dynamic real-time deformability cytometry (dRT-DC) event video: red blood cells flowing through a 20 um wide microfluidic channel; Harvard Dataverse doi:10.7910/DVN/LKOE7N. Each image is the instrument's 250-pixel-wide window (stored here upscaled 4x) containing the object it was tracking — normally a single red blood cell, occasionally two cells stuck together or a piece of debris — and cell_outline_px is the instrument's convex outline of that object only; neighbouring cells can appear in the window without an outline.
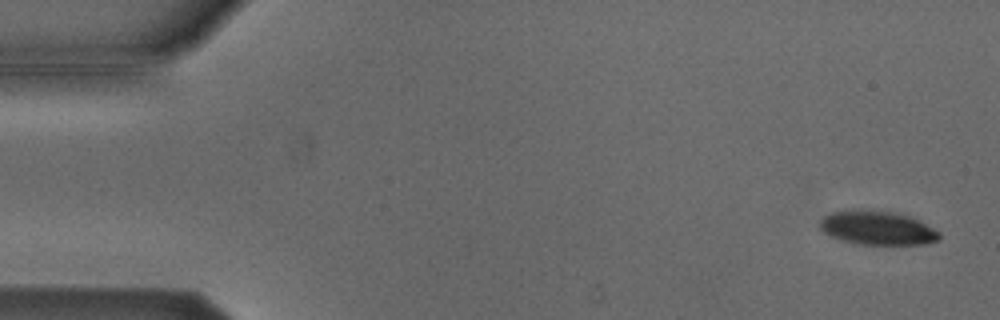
{"species": "Egyptian fruit bat (a non-hibernating species)", "species_latin": "Rousettus aegyptiacus", "temperature_condition": "cold", "stored_images_in_passage": 6, "camera_frame_rate_fps": 3000, "um_per_image_px": 0.085, "animal": {"sex": "male"}, "frame": {"image": 1, "passage_image": 1, "time_ms": 0.0, "image_size_px": [1000, 320], "cell_outline_px": [[940, 240], [924, 244], [856, 244], [832, 236], [824, 232], [820, 228], [820, 220], [824, 216], [832, 212], [892, 212], [908, 216], [940, 232]], "centroid_in_image_um": [74.6, 19.42], "position_along_channel_um": 10.4, "area_um2": 22.54}}
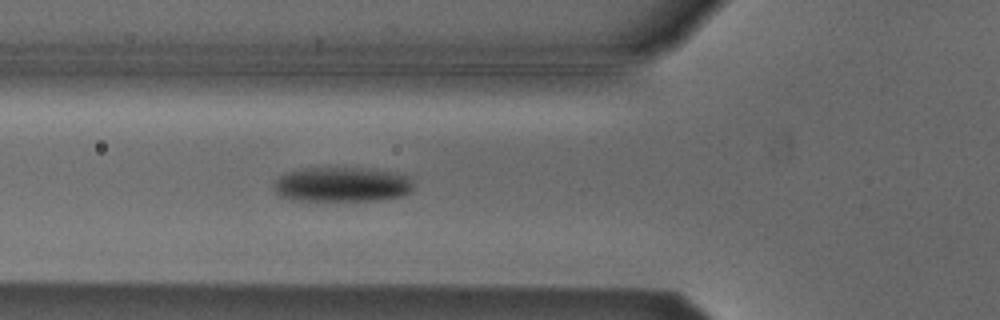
{"frame": {"image": 2, "passage_image": 6, "time_ms": 1.667, "image_size_px": [1000, 320], "cell_outline_px": [[412, 188], [404, 196], [380, 200], [292, 200], [280, 196], [272, 188], [272, 184], [280, 176], [288, 172], [304, 168], [368, 168], [396, 172], [408, 176], [412, 180]], "centroid_in_image_um": [29.07, 15.68], "position_along_channel_um": 96.7, "area_um2": 28.44}}